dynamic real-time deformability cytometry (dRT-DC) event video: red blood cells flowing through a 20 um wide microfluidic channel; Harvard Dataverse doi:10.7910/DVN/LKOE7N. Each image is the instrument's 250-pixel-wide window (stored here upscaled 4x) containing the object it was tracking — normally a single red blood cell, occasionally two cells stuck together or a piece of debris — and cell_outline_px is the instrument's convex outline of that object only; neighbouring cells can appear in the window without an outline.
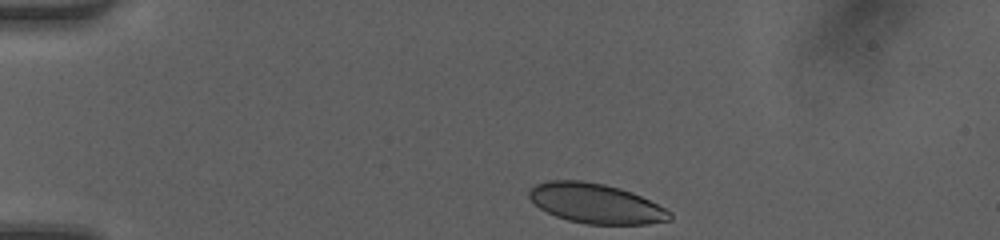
{"species": "human", "species_latin": "Homo sapiens", "temperature_condition": "room temperature", "stored_images_in_passage": 37, "camera_frame_rate_fps": 3000, "um_per_image_px": 0.085, "donor": {"sex": "female"}, "frame": {"image": 1, "passage_image": 1, "time_ms": 0.0, "image_size_px": [1000, 240], "cell_outline_px": [[672, 220], [648, 224], [588, 224], [568, 220], [556, 216], [540, 208], [528, 196], [528, 192], [536, 184], [548, 180], [580, 180], [604, 184], [620, 188], [632, 192], [672, 212]], "centroid_in_image_um": [50.65, 17.29], "position_along_channel_um": 34.3, "area_um2": 32.43}}
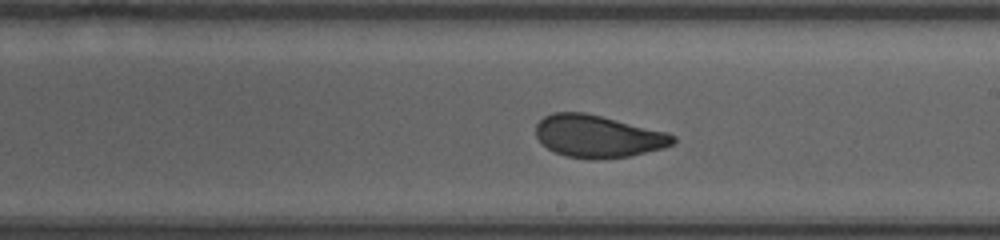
{"frame": {"image": 2, "passage_image": 20, "time_ms": 6.333, "image_size_px": [1000, 240], "cell_outline_px": [[676, 140], [672, 144], [664, 148], [628, 156], [592, 160], [564, 156], [548, 148], [536, 136], [536, 124], [544, 116], [552, 112], [584, 112], [668, 132], [676, 136]], "centroid_in_image_um": [50.83, 11.58], "position_along_channel_um": 238.2, "area_um2": 33.81}}
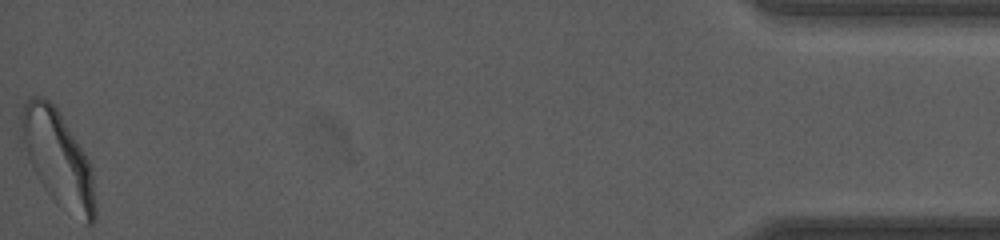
{"frame": {"image": 3, "passage_image": 37, "time_ms": 12.0, "image_size_px": [1000, 240], "cell_outline_px": [[96, 220], [92, 224], [84, 224], [56, 204], [52, 200], [44, 188], [32, 168], [28, 160], [20, 136], [20, 112], [28, 96], [44, 96], [60, 112], [88, 160], [92, 168], [96, 208]], "centroid_in_image_um": [4.91, 13.5], "position_along_channel_um": 430.3, "area_um2": 41.62}, "authors_computed_cell_mechanics": {"area_um2": 33.8708, "velocity_mm_per_s": 4.1832, "shape_relaxation_time_tau1_ms": 4.6299, "shape_relaxation_time_tau2_ms": 0.8905, "deformation_change_tau1": 0.1084, "deformation_change_tau2": 0.0487}}